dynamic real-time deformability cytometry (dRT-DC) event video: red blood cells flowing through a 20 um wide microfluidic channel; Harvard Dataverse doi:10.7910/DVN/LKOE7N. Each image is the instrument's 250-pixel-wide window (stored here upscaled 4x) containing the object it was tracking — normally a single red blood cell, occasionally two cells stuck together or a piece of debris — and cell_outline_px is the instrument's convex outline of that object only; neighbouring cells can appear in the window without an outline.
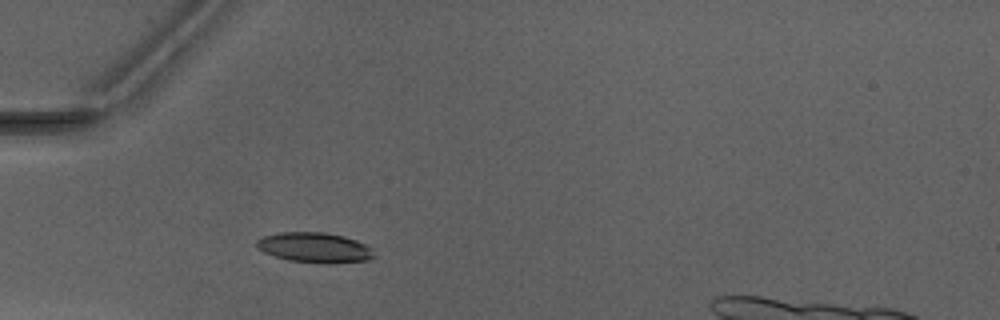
{"species": "Egyptian fruit bat (a non-hibernating species)", "species_latin": "Rousettus aegyptiacus", "temperature_condition": "warm", "stored_images_in_passage": 29, "camera_frame_rate_fps": 3000, "um_per_image_px": 0.085, "animal": {"sex": "male"}, "frame": {"image": 1, "passage_image": 2, "time_ms": 0.333, "image_size_px": [1000, 320], "cell_outline_px": [[376, 256], [368, 260], [328, 264], [288, 260], [264, 252], [256, 248], [256, 240], [264, 236], [280, 232], [324, 232], [344, 236], [356, 240], [372, 248]], "centroid_in_image_um": [26.76, 21.04], "position_along_channel_um": 58.2, "area_um2": 20.69}}
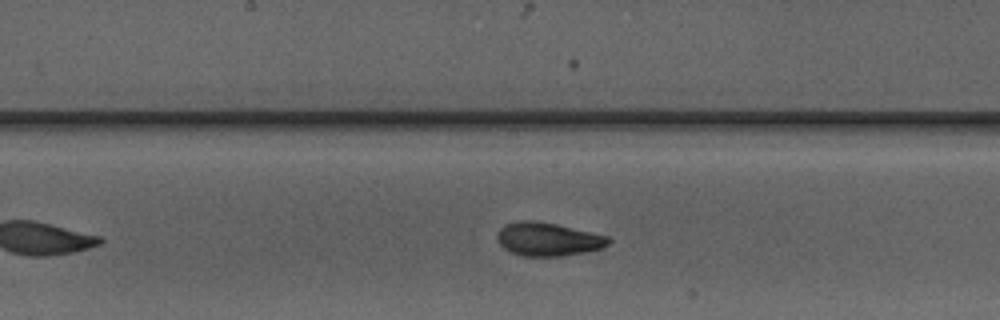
{"frame": {"image": 2, "passage_image": 13, "time_ms": 4.0, "image_size_px": [1000, 320], "cell_outline_px": [[612, 240], [608, 244], [600, 248], [584, 252], [564, 256], [520, 256], [504, 248], [500, 244], [496, 236], [500, 228], [508, 224], [520, 220], [532, 220], [556, 224], [608, 236]], "centroid_in_image_um": [46.57, 20.34], "position_along_channel_um": 201.6, "area_um2": 21.5}}
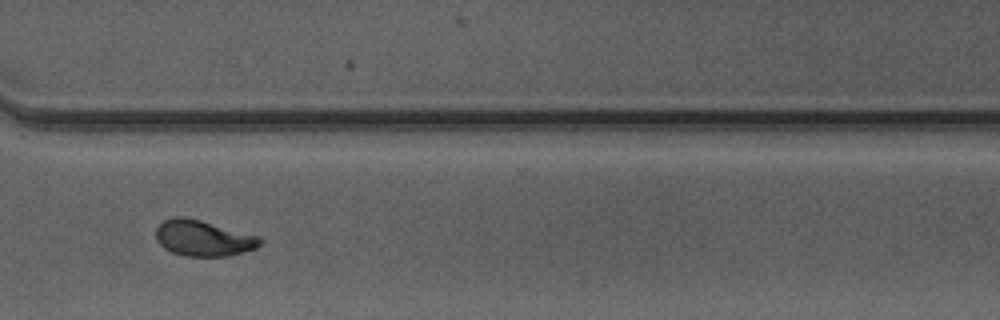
{"frame": {"image": 3, "passage_image": 24, "time_ms": 7.667, "image_size_px": [1000, 320], "cell_outline_px": [[264, 240], [256, 248], [228, 256], [184, 256], [172, 252], [164, 248], [156, 240], [156, 228], [164, 220], [176, 216], [184, 216], [200, 220], [260, 236]], "centroid_in_image_um": [17.28, 20.24], "position_along_channel_um": 353.3, "area_um2": 21.79}, "authors_computed_cell_mechanics": {"area_um2": 21.2704, "velocity_mm_per_s": 4.1392, "shape_relaxation_time_tau1_ms": 3.6904, "shape_relaxation_time_tau2_ms": 1.343, "deformation_change_tau1": 0.1374, "deformation_change_tau2": 0.0753}}